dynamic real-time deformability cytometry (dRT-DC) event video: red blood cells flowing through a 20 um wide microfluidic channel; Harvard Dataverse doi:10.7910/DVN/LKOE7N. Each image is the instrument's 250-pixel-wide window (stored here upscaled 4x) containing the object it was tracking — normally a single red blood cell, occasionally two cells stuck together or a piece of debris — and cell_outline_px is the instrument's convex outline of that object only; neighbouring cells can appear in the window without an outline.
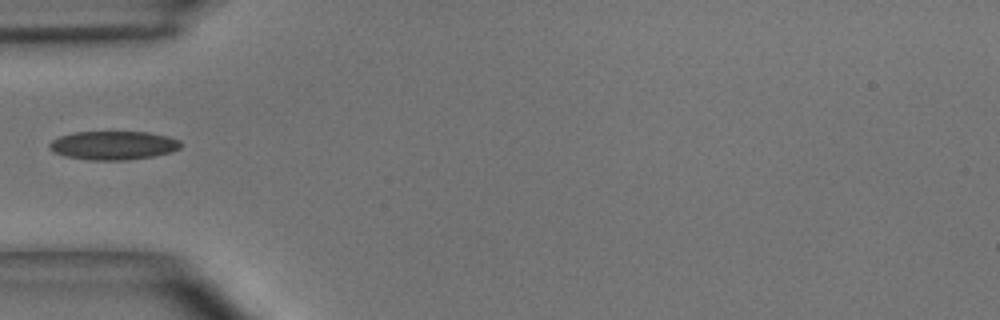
{"species": "common noctule bat (a hibernating species)", "species_latin": "Nyctalus noctula", "temperature_condition": "room temperature", "stored_images_in_passage": 2, "camera_frame_rate_fps": 3000, "um_per_image_px": 0.085, "animal": {"sex": "male", "body_mass_g": 15.6}, "frame": {"image": 1, "passage_image": 1, "time_ms": 0.0, "image_size_px": [1000, 320], "cell_outline_px": [[180, 148], [172, 152], [152, 156], [124, 160], [88, 160], [64, 156], [52, 152], [48, 148], [48, 144], [52, 140], [60, 136], [72, 132], [148, 132], [168, 136], [180, 140]], "centroid_in_image_um": [9.59, 12.35], "position_along_channel_um": 75.4, "area_um2": 22.08}}
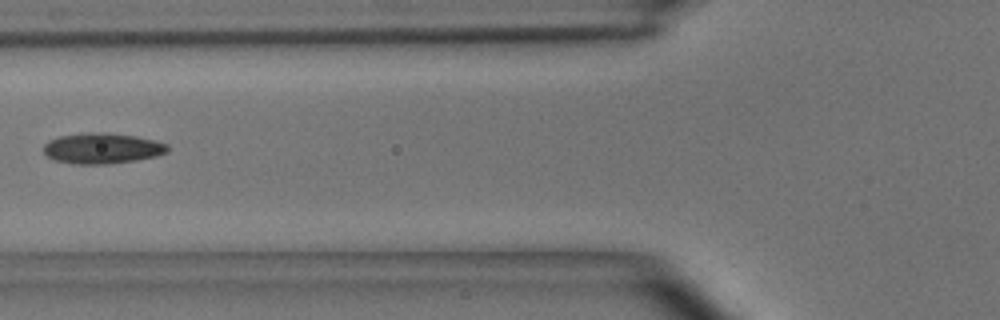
{"frame": {"image": 2, "passage_image": 2, "time_ms": 0.333, "image_size_px": [1000, 320], "cell_outline_px": [[168, 152], [156, 156], [136, 160], [108, 164], [76, 164], [52, 160], [44, 152], [44, 144], [48, 140], [60, 136], [88, 132], [108, 132], [136, 136], [168, 144]], "centroid_in_image_um": [8.67, 12.6], "position_along_channel_um": 117.1, "area_um2": 22.25}}